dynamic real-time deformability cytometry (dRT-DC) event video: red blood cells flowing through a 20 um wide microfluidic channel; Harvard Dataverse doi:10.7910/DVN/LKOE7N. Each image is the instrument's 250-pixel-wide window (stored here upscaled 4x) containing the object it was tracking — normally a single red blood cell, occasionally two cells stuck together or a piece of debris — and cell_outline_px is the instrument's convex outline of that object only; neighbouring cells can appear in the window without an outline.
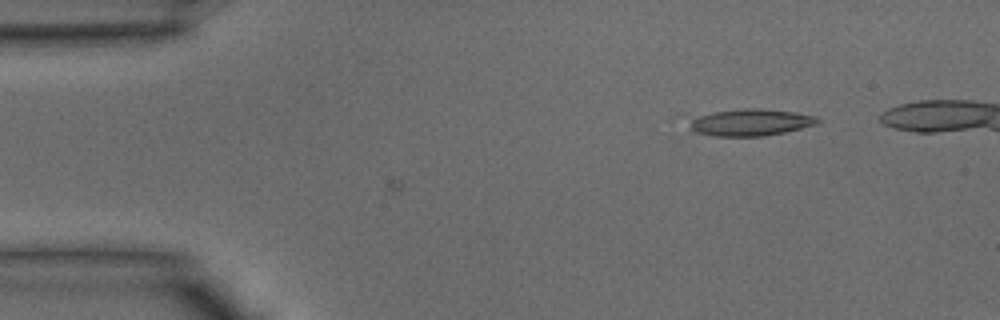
{"species": "common noctule bat (a hibernating species)", "species_latin": "Nyctalus noctula", "temperature_condition": "warm", "stored_images_in_passage": 4, "camera_frame_rate_fps": 3000, "um_per_image_px": 0.085, "animal": {"sex": "male", "body_mass_g": 15.6}, "frame": {"image": 1, "passage_image": 4, "time_ms": 1.0, "image_size_px": [1000, 320], "cell_outline_px": [[820, 120], [816, 124], [784, 132], [764, 136], [716, 136], [696, 132], [692, 128], [692, 120], [700, 116], [716, 112], [744, 108], [760, 108], [796, 112], [816, 116]], "centroid_in_image_um": [63.88, 10.4], "position_along_channel_um": 21.1, "area_um2": 19.54}}